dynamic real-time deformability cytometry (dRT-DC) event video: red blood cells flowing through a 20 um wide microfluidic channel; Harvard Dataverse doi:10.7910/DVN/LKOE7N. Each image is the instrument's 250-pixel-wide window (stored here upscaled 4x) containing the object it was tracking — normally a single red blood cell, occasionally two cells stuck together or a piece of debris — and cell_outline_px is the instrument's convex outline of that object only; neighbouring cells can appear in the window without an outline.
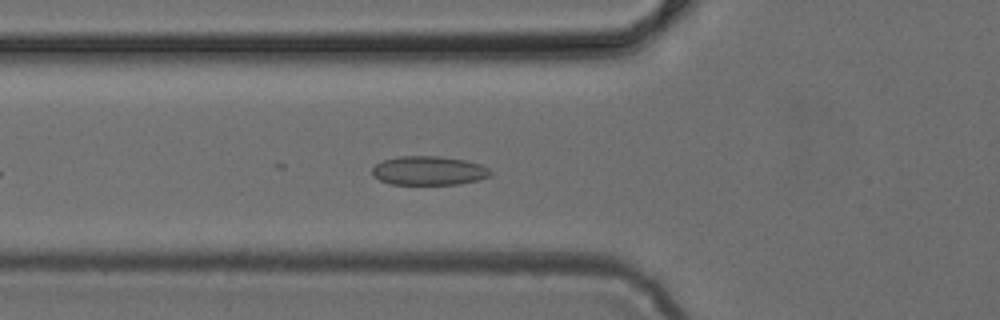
{"species": "common noctule bat (a hibernating species)", "species_latin": "Nyctalus noctula", "temperature_condition": "cold", "stored_images_in_passage": 28, "camera_frame_rate_fps": 3000, "um_per_image_px": 0.085, "animal": {"sex": "female", "body_mass_g": 24.6, "forearm_length_mm": 56.2}, "frame": {"image": 1, "passage_image": 7, "time_ms": 2.0, "image_size_px": [1000, 320], "cell_outline_px": [[492, 172], [488, 176], [476, 180], [460, 184], [392, 184], [380, 180], [372, 176], [372, 168], [376, 164], [384, 160], [396, 156], [440, 156], [464, 160], [480, 164], [488, 168]], "centroid_in_image_um": [36.41, 14.5], "position_along_channel_um": 89.4, "area_um2": 19.88}}
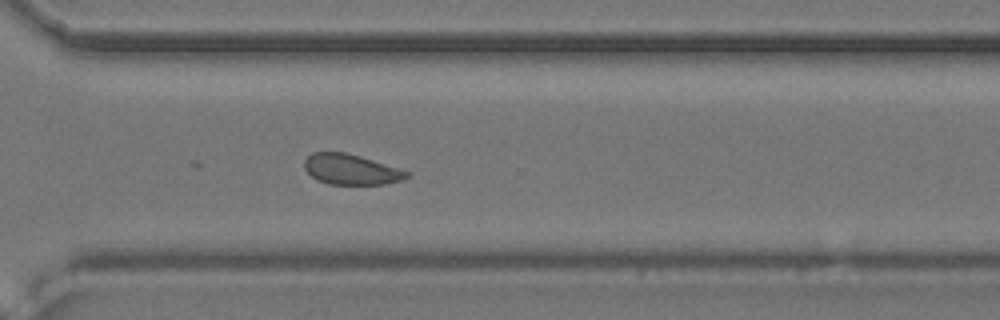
{"frame": {"image": 2, "passage_image": 25, "time_ms": 8.0, "image_size_px": [1000, 320], "cell_outline_px": [[412, 176], [400, 180], [384, 184], [328, 184], [316, 180], [304, 168], [304, 160], [312, 152], [344, 152], [360, 156], [400, 168], [412, 172]], "centroid_in_image_um": [29.86, 14.4], "position_along_channel_um": 340.7, "area_um2": 18.26}}